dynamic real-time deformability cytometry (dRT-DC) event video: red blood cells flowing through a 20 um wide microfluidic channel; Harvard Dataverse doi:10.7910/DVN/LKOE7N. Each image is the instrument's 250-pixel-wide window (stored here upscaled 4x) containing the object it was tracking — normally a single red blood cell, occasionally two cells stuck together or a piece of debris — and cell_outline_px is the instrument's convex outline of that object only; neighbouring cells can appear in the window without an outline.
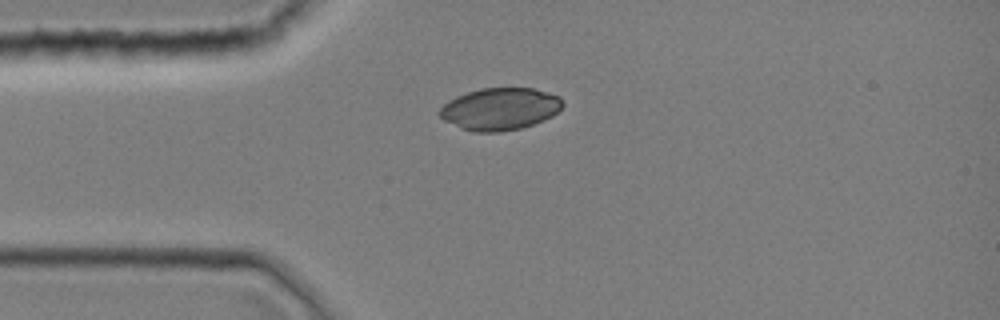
{"species": "common noctule bat (a hibernating species)", "species_latin": "Nyctalus noctula", "temperature_condition": "room temperature", "stored_images_in_passage": 32, "camera_frame_rate_fps": 3000, "um_per_image_px": 0.085, "animal": {"sex": "female", "body_mass_g": 19.0, "forearm_length_mm": 51.5}, "frame": {"image": 1, "passage_image": 1, "time_ms": 0.0, "image_size_px": [1000, 320], "cell_outline_px": [[564, 104], [552, 116], [544, 120], [520, 128], [500, 132], [472, 132], [460, 128], [444, 120], [436, 112], [448, 100], [456, 96], [480, 88], [532, 88], [560, 96]], "centroid_in_image_um": [42.47, 9.26], "position_along_channel_um": 42.5, "area_um2": 30.29}}
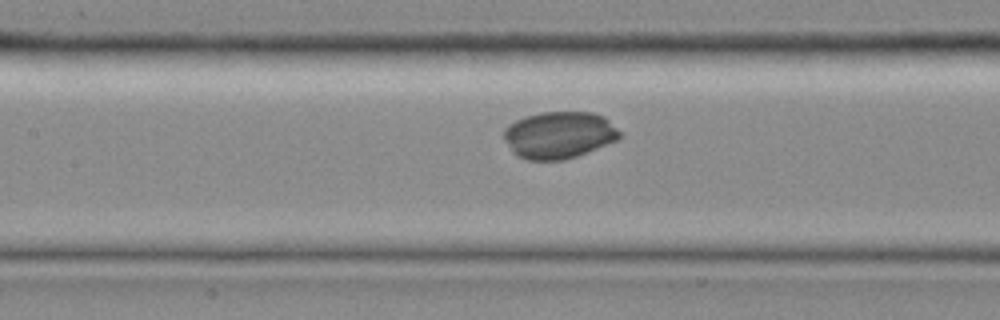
{"frame": {"image": 2, "passage_image": 10, "time_ms": 3.0, "image_size_px": [1000, 320], "cell_outline_px": [[620, 136], [616, 140], [576, 156], [564, 160], [528, 160], [516, 156], [512, 152], [504, 140], [504, 128], [508, 124], [524, 116], [540, 112], [592, 112], [604, 116], [620, 132]], "centroid_in_image_um": [47.46, 11.47], "position_along_channel_um": 159.9, "area_um2": 31.67}}
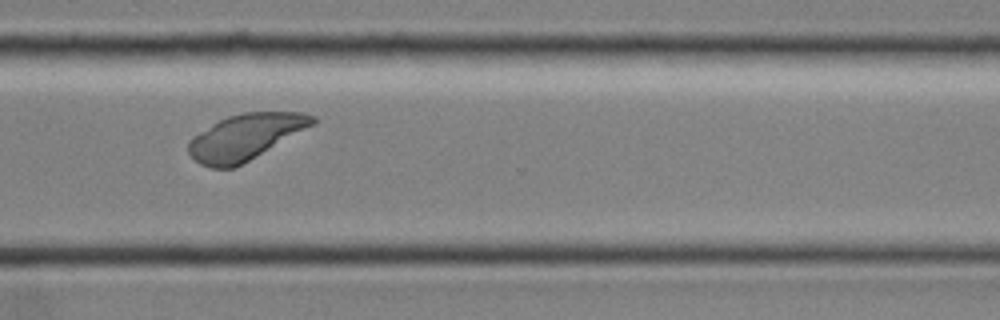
{"frame": {"image": 3, "passage_image": 23, "time_ms": 7.333, "image_size_px": [1000, 320], "cell_outline_px": [[316, 124], [248, 160], [232, 168], [212, 168], [200, 164], [188, 152], [188, 140], [192, 136], [212, 124], [228, 116], [244, 112], [304, 112], [316, 116]], "centroid_in_image_um": [20.86, 11.62], "position_along_channel_um": 349.7, "area_um2": 32.83}}